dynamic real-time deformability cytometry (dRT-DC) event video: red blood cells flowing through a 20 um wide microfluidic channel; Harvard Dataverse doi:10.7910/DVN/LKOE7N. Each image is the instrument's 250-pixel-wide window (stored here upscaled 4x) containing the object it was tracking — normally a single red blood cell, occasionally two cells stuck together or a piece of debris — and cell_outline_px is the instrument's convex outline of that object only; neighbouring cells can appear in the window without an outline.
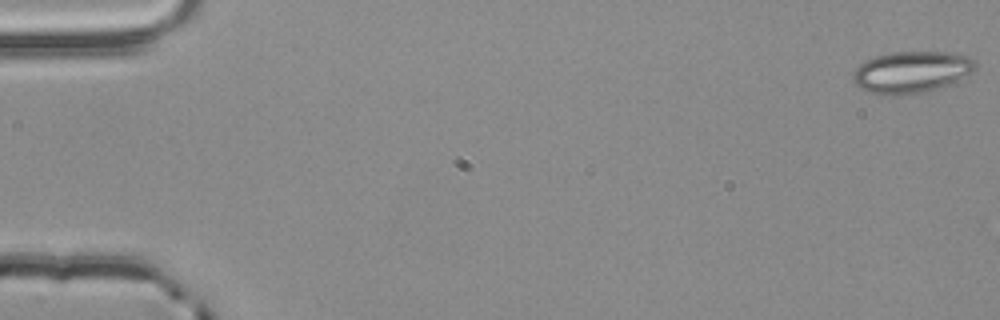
{"species": "common noctule bat (a hibernating species)", "species_latin": "Nyctalus noctula", "temperature_condition": "room temperature", "stored_images_in_passage": 55, "camera_frame_rate_fps": 3000, "um_per_image_px": 0.085, "animal": {"sex": "male", "body_mass_g": 20.4}, "frame": {"image": 1, "passage_image": 1, "time_ms": 0.0, "image_size_px": [1000, 320], "cell_outline_px": [[976, 68], [972, 72], [948, 84], [924, 92], [884, 96], [880, 96], [868, 92], [860, 88], [852, 80], [852, 72], [864, 60], [876, 56], [892, 52], [956, 52], [972, 56], [976, 60]], "centroid_in_image_um": [77.46, 6.11], "position_along_channel_um": 7.5, "area_um2": 30.0}}
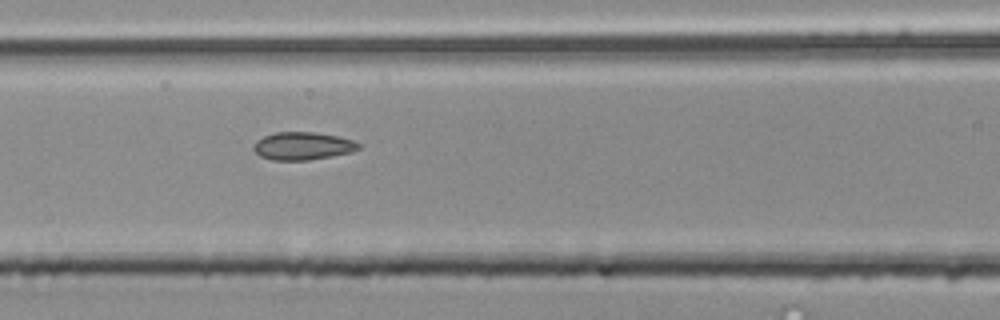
{"frame": {"image": 2, "passage_image": 24, "time_ms": 7.667, "image_size_px": [1000, 320], "cell_outline_px": [[364, 144], [360, 148], [352, 152], [332, 156], [308, 160], [272, 160], [260, 156], [252, 148], [252, 144], [256, 140], [264, 136], [276, 132], [316, 132], [336, 136], [352, 140]], "centroid_in_image_um": [25.74, 12.41], "position_along_channel_um": 140.9, "area_um2": 17.17}}
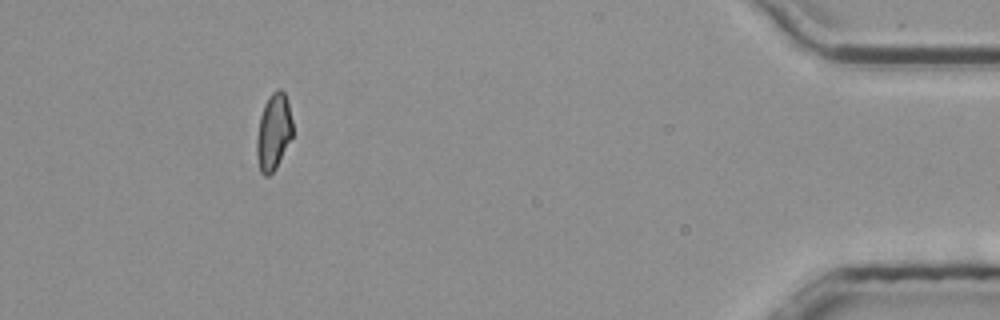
{"frame": {"image": 3, "passage_image": 50, "time_ms": 16.333, "image_size_px": [1000, 320], "cell_outline_px": [[292, 136], [276, 168], [268, 176], [264, 176], [260, 172], [256, 156], [256, 140], [260, 116], [264, 104], [268, 96], [276, 88], [280, 88], [284, 92], [288, 100], [292, 120]], "centroid_in_image_um": [23.24, 11.19], "position_along_channel_um": 412.0, "area_um2": 16.18}, "authors_computed_cell_mechanics": {"area_um2": 16.8776, "velocity_mm_per_s": 3.8689, "shape_relaxation_time_tau1_ms": 6.897, "shape_relaxation_time_tau2_ms": 1.3383, "deformation_change_tau1": 0.1388, "deformation_change_tau2": 0.0835}}